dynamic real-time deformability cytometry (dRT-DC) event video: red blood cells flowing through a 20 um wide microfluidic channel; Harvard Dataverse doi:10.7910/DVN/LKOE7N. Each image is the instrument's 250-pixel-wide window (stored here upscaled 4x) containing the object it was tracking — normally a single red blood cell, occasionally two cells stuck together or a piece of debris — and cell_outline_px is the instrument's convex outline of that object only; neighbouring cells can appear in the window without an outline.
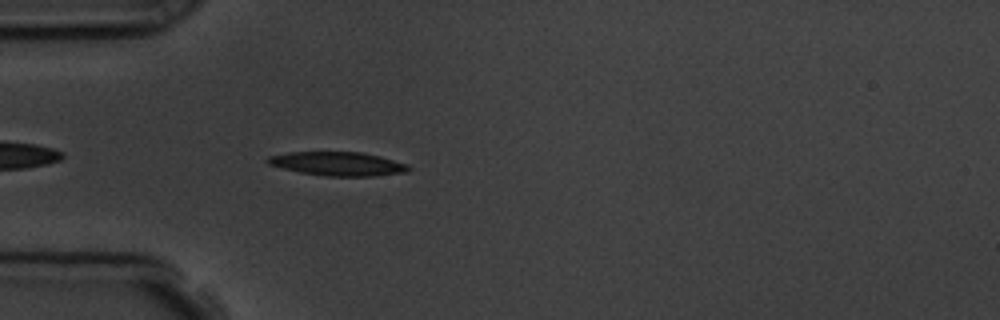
{"species": "common noctule bat (a hibernating species)", "species_latin": "Nyctalus noctula", "temperature_condition": "room temperature", "stored_images_in_passage": 2, "camera_frame_rate_fps": 3000, "um_per_image_px": 0.085, "animal": {"sex": "male", "body_mass_g": 19.5, "forearm_length_mm": 54.6}, "frame": {"image": 1, "passage_image": 2, "time_ms": 1.0, "image_size_px": [1000, 320], "cell_outline_px": [[412, 168], [408, 172], [372, 176], [324, 176], [300, 172], [268, 164], [264, 160], [268, 156], [288, 152], [360, 152], [380, 156], [408, 164]], "centroid_in_image_um": [28.72, 13.92], "position_along_channel_um": 56.3, "area_um2": 19.59}}